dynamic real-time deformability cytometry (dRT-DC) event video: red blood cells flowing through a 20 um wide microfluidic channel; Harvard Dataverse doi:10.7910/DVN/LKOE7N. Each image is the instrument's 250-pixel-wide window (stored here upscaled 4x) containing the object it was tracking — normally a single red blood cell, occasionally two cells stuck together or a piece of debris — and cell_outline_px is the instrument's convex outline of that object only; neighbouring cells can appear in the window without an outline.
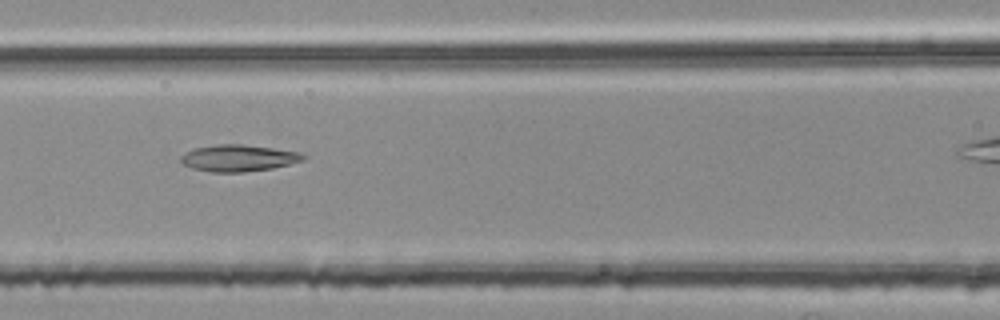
{"species": "common noctule bat (a hibernating species)", "species_latin": "Nyctalus noctula", "temperature_condition": "room temperature", "stored_images_in_passage": 7, "camera_frame_rate_fps": 3000, "um_per_image_px": 0.085, "animal": {"sex": "female", "body_mass_g": 25.1}, "frame": {"image": 1, "passage_image": 5, "time_ms": 1.333, "image_size_px": [1000, 320], "cell_outline_px": [[308, 156], [304, 160], [272, 168], [240, 172], [212, 172], [192, 168], [184, 164], [180, 160], [180, 156], [184, 152], [196, 148], [216, 144], [240, 144], [272, 148], [300, 152]], "centroid_in_image_um": [20.26, 13.43], "position_along_channel_um": 146.3, "area_um2": 18.9}}